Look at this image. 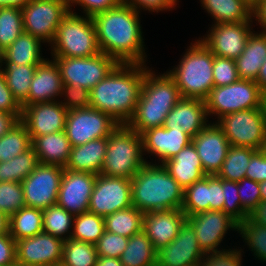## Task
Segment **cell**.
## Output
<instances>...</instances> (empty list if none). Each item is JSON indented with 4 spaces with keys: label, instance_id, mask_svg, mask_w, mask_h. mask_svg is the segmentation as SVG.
I'll return each mask as SVG.
<instances>
[{
    "label": "cell",
    "instance_id": "cell-1",
    "mask_svg": "<svg viewBox=\"0 0 266 266\" xmlns=\"http://www.w3.org/2000/svg\"><path fill=\"white\" fill-rule=\"evenodd\" d=\"M139 13L121 2L114 8L92 16L102 53L119 63L145 64Z\"/></svg>",
    "mask_w": 266,
    "mask_h": 266
},
{
    "label": "cell",
    "instance_id": "cell-2",
    "mask_svg": "<svg viewBox=\"0 0 266 266\" xmlns=\"http://www.w3.org/2000/svg\"><path fill=\"white\" fill-rule=\"evenodd\" d=\"M144 64L119 63L90 91V107L111 116L119 124L133 117L148 70Z\"/></svg>",
    "mask_w": 266,
    "mask_h": 266
},
{
    "label": "cell",
    "instance_id": "cell-3",
    "mask_svg": "<svg viewBox=\"0 0 266 266\" xmlns=\"http://www.w3.org/2000/svg\"><path fill=\"white\" fill-rule=\"evenodd\" d=\"M132 206L142 213L181 209L184 189L160 165L147 162L131 179Z\"/></svg>",
    "mask_w": 266,
    "mask_h": 266
},
{
    "label": "cell",
    "instance_id": "cell-4",
    "mask_svg": "<svg viewBox=\"0 0 266 266\" xmlns=\"http://www.w3.org/2000/svg\"><path fill=\"white\" fill-rule=\"evenodd\" d=\"M182 98L174 80L166 73H145L141 94L133 117L127 125L140 135L149 129L164 125L167 114Z\"/></svg>",
    "mask_w": 266,
    "mask_h": 266
},
{
    "label": "cell",
    "instance_id": "cell-5",
    "mask_svg": "<svg viewBox=\"0 0 266 266\" xmlns=\"http://www.w3.org/2000/svg\"><path fill=\"white\" fill-rule=\"evenodd\" d=\"M183 58L167 74L174 80L182 98L205 100L214 87V54L201 40L191 43Z\"/></svg>",
    "mask_w": 266,
    "mask_h": 266
},
{
    "label": "cell",
    "instance_id": "cell-6",
    "mask_svg": "<svg viewBox=\"0 0 266 266\" xmlns=\"http://www.w3.org/2000/svg\"><path fill=\"white\" fill-rule=\"evenodd\" d=\"M141 135L127 124H120L109 136L102 175L131 180L147 163Z\"/></svg>",
    "mask_w": 266,
    "mask_h": 266
},
{
    "label": "cell",
    "instance_id": "cell-7",
    "mask_svg": "<svg viewBox=\"0 0 266 266\" xmlns=\"http://www.w3.org/2000/svg\"><path fill=\"white\" fill-rule=\"evenodd\" d=\"M53 57H93L101 53L91 16L69 12L62 18L51 43Z\"/></svg>",
    "mask_w": 266,
    "mask_h": 266
},
{
    "label": "cell",
    "instance_id": "cell-8",
    "mask_svg": "<svg viewBox=\"0 0 266 266\" xmlns=\"http://www.w3.org/2000/svg\"><path fill=\"white\" fill-rule=\"evenodd\" d=\"M264 95L252 80L239 79L226 86L213 87L205 99L207 113L216 114L219 119L229 113L265 108Z\"/></svg>",
    "mask_w": 266,
    "mask_h": 266
},
{
    "label": "cell",
    "instance_id": "cell-9",
    "mask_svg": "<svg viewBox=\"0 0 266 266\" xmlns=\"http://www.w3.org/2000/svg\"><path fill=\"white\" fill-rule=\"evenodd\" d=\"M232 146L261 150L266 139V109L252 108L229 113L217 120Z\"/></svg>",
    "mask_w": 266,
    "mask_h": 266
},
{
    "label": "cell",
    "instance_id": "cell-10",
    "mask_svg": "<svg viewBox=\"0 0 266 266\" xmlns=\"http://www.w3.org/2000/svg\"><path fill=\"white\" fill-rule=\"evenodd\" d=\"M53 60L59 68L62 83L89 91L119 64L102 52L93 57H53Z\"/></svg>",
    "mask_w": 266,
    "mask_h": 266
},
{
    "label": "cell",
    "instance_id": "cell-11",
    "mask_svg": "<svg viewBox=\"0 0 266 266\" xmlns=\"http://www.w3.org/2000/svg\"><path fill=\"white\" fill-rule=\"evenodd\" d=\"M70 9L68 0H30L21 9L24 32L51 44Z\"/></svg>",
    "mask_w": 266,
    "mask_h": 266
},
{
    "label": "cell",
    "instance_id": "cell-12",
    "mask_svg": "<svg viewBox=\"0 0 266 266\" xmlns=\"http://www.w3.org/2000/svg\"><path fill=\"white\" fill-rule=\"evenodd\" d=\"M120 124L108 114L92 107L68 111L65 133L71 146L108 137Z\"/></svg>",
    "mask_w": 266,
    "mask_h": 266
},
{
    "label": "cell",
    "instance_id": "cell-13",
    "mask_svg": "<svg viewBox=\"0 0 266 266\" xmlns=\"http://www.w3.org/2000/svg\"><path fill=\"white\" fill-rule=\"evenodd\" d=\"M63 172L61 166L38 163L21 182L25 206L44 210L57 204Z\"/></svg>",
    "mask_w": 266,
    "mask_h": 266
},
{
    "label": "cell",
    "instance_id": "cell-14",
    "mask_svg": "<svg viewBox=\"0 0 266 266\" xmlns=\"http://www.w3.org/2000/svg\"><path fill=\"white\" fill-rule=\"evenodd\" d=\"M132 206L131 180L97 175L88 211L105 217Z\"/></svg>",
    "mask_w": 266,
    "mask_h": 266
},
{
    "label": "cell",
    "instance_id": "cell-15",
    "mask_svg": "<svg viewBox=\"0 0 266 266\" xmlns=\"http://www.w3.org/2000/svg\"><path fill=\"white\" fill-rule=\"evenodd\" d=\"M64 240L46 232L16 241L17 265L60 266Z\"/></svg>",
    "mask_w": 266,
    "mask_h": 266
},
{
    "label": "cell",
    "instance_id": "cell-16",
    "mask_svg": "<svg viewBox=\"0 0 266 266\" xmlns=\"http://www.w3.org/2000/svg\"><path fill=\"white\" fill-rule=\"evenodd\" d=\"M252 21L213 24L203 44L215 55L236 60L243 52L251 35Z\"/></svg>",
    "mask_w": 266,
    "mask_h": 266
},
{
    "label": "cell",
    "instance_id": "cell-17",
    "mask_svg": "<svg viewBox=\"0 0 266 266\" xmlns=\"http://www.w3.org/2000/svg\"><path fill=\"white\" fill-rule=\"evenodd\" d=\"M194 229L201 250L206 253L218 252V245L227 230L238 229V223L228 214L218 210H208L186 218Z\"/></svg>",
    "mask_w": 266,
    "mask_h": 266
},
{
    "label": "cell",
    "instance_id": "cell-18",
    "mask_svg": "<svg viewBox=\"0 0 266 266\" xmlns=\"http://www.w3.org/2000/svg\"><path fill=\"white\" fill-rule=\"evenodd\" d=\"M68 111L59 101L35 103L22 107L20 121L32 140L37 136L64 131Z\"/></svg>",
    "mask_w": 266,
    "mask_h": 266
},
{
    "label": "cell",
    "instance_id": "cell-19",
    "mask_svg": "<svg viewBox=\"0 0 266 266\" xmlns=\"http://www.w3.org/2000/svg\"><path fill=\"white\" fill-rule=\"evenodd\" d=\"M204 256L194 229L185 221L177 237L157 251L156 266H198Z\"/></svg>",
    "mask_w": 266,
    "mask_h": 266
},
{
    "label": "cell",
    "instance_id": "cell-20",
    "mask_svg": "<svg viewBox=\"0 0 266 266\" xmlns=\"http://www.w3.org/2000/svg\"><path fill=\"white\" fill-rule=\"evenodd\" d=\"M97 175L64 169L57 204L76 216L88 211Z\"/></svg>",
    "mask_w": 266,
    "mask_h": 266
},
{
    "label": "cell",
    "instance_id": "cell-21",
    "mask_svg": "<svg viewBox=\"0 0 266 266\" xmlns=\"http://www.w3.org/2000/svg\"><path fill=\"white\" fill-rule=\"evenodd\" d=\"M200 157L203 170L207 175H216L230 148L223 130L217 123L209 124L192 138Z\"/></svg>",
    "mask_w": 266,
    "mask_h": 266
},
{
    "label": "cell",
    "instance_id": "cell-22",
    "mask_svg": "<svg viewBox=\"0 0 266 266\" xmlns=\"http://www.w3.org/2000/svg\"><path fill=\"white\" fill-rule=\"evenodd\" d=\"M186 218L181 209L146 212L143 215V231L158 251L177 237Z\"/></svg>",
    "mask_w": 266,
    "mask_h": 266
},
{
    "label": "cell",
    "instance_id": "cell-23",
    "mask_svg": "<svg viewBox=\"0 0 266 266\" xmlns=\"http://www.w3.org/2000/svg\"><path fill=\"white\" fill-rule=\"evenodd\" d=\"M143 152L159 157L163 164L177 155L184 147H187L192 138L182 129L155 127L141 134Z\"/></svg>",
    "mask_w": 266,
    "mask_h": 266
},
{
    "label": "cell",
    "instance_id": "cell-24",
    "mask_svg": "<svg viewBox=\"0 0 266 266\" xmlns=\"http://www.w3.org/2000/svg\"><path fill=\"white\" fill-rule=\"evenodd\" d=\"M208 113L205 100L196 98H181L167 114L165 128L182 129L191 138L208 124Z\"/></svg>",
    "mask_w": 266,
    "mask_h": 266
},
{
    "label": "cell",
    "instance_id": "cell-25",
    "mask_svg": "<svg viewBox=\"0 0 266 266\" xmlns=\"http://www.w3.org/2000/svg\"><path fill=\"white\" fill-rule=\"evenodd\" d=\"M62 78L56 62L45 60L37 65L28 94V105L56 101L62 94Z\"/></svg>",
    "mask_w": 266,
    "mask_h": 266
},
{
    "label": "cell",
    "instance_id": "cell-26",
    "mask_svg": "<svg viewBox=\"0 0 266 266\" xmlns=\"http://www.w3.org/2000/svg\"><path fill=\"white\" fill-rule=\"evenodd\" d=\"M163 166L184 190L207 175L192 142Z\"/></svg>",
    "mask_w": 266,
    "mask_h": 266
},
{
    "label": "cell",
    "instance_id": "cell-27",
    "mask_svg": "<svg viewBox=\"0 0 266 266\" xmlns=\"http://www.w3.org/2000/svg\"><path fill=\"white\" fill-rule=\"evenodd\" d=\"M108 137L72 147L64 169L99 175L106 155Z\"/></svg>",
    "mask_w": 266,
    "mask_h": 266
},
{
    "label": "cell",
    "instance_id": "cell-28",
    "mask_svg": "<svg viewBox=\"0 0 266 266\" xmlns=\"http://www.w3.org/2000/svg\"><path fill=\"white\" fill-rule=\"evenodd\" d=\"M37 160L42 164L65 167L68 162L71 143L65 131L37 136L32 139V144Z\"/></svg>",
    "mask_w": 266,
    "mask_h": 266
},
{
    "label": "cell",
    "instance_id": "cell-29",
    "mask_svg": "<svg viewBox=\"0 0 266 266\" xmlns=\"http://www.w3.org/2000/svg\"><path fill=\"white\" fill-rule=\"evenodd\" d=\"M266 57V33H251L242 54L235 60L240 79L255 81Z\"/></svg>",
    "mask_w": 266,
    "mask_h": 266
},
{
    "label": "cell",
    "instance_id": "cell-30",
    "mask_svg": "<svg viewBox=\"0 0 266 266\" xmlns=\"http://www.w3.org/2000/svg\"><path fill=\"white\" fill-rule=\"evenodd\" d=\"M42 40L23 32L14 42L4 49L3 61L5 64L39 65L46 59L41 58Z\"/></svg>",
    "mask_w": 266,
    "mask_h": 266
},
{
    "label": "cell",
    "instance_id": "cell-31",
    "mask_svg": "<svg viewBox=\"0 0 266 266\" xmlns=\"http://www.w3.org/2000/svg\"><path fill=\"white\" fill-rule=\"evenodd\" d=\"M203 8L218 23L252 21L253 6L246 0H201Z\"/></svg>",
    "mask_w": 266,
    "mask_h": 266
},
{
    "label": "cell",
    "instance_id": "cell-32",
    "mask_svg": "<svg viewBox=\"0 0 266 266\" xmlns=\"http://www.w3.org/2000/svg\"><path fill=\"white\" fill-rule=\"evenodd\" d=\"M120 260L124 266H156L157 250L142 230L129 238Z\"/></svg>",
    "mask_w": 266,
    "mask_h": 266
},
{
    "label": "cell",
    "instance_id": "cell-33",
    "mask_svg": "<svg viewBox=\"0 0 266 266\" xmlns=\"http://www.w3.org/2000/svg\"><path fill=\"white\" fill-rule=\"evenodd\" d=\"M43 232V210L23 207L9 217V234L15 241Z\"/></svg>",
    "mask_w": 266,
    "mask_h": 266
},
{
    "label": "cell",
    "instance_id": "cell-34",
    "mask_svg": "<svg viewBox=\"0 0 266 266\" xmlns=\"http://www.w3.org/2000/svg\"><path fill=\"white\" fill-rule=\"evenodd\" d=\"M1 68L8 88L22 106H28V94L37 65L6 64Z\"/></svg>",
    "mask_w": 266,
    "mask_h": 266
},
{
    "label": "cell",
    "instance_id": "cell-35",
    "mask_svg": "<svg viewBox=\"0 0 266 266\" xmlns=\"http://www.w3.org/2000/svg\"><path fill=\"white\" fill-rule=\"evenodd\" d=\"M143 215L133 206L118 210L104 217L105 230L130 238L143 230Z\"/></svg>",
    "mask_w": 266,
    "mask_h": 266
},
{
    "label": "cell",
    "instance_id": "cell-36",
    "mask_svg": "<svg viewBox=\"0 0 266 266\" xmlns=\"http://www.w3.org/2000/svg\"><path fill=\"white\" fill-rule=\"evenodd\" d=\"M258 150L250 147L230 146L227 156L216 176L220 179L239 182L245 178L251 157Z\"/></svg>",
    "mask_w": 266,
    "mask_h": 266
},
{
    "label": "cell",
    "instance_id": "cell-37",
    "mask_svg": "<svg viewBox=\"0 0 266 266\" xmlns=\"http://www.w3.org/2000/svg\"><path fill=\"white\" fill-rule=\"evenodd\" d=\"M36 153L31 146L10 161L0 162V182H22L38 165Z\"/></svg>",
    "mask_w": 266,
    "mask_h": 266
},
{
    "label": "cell",
    "instance_id": "cell-38",
    "mask_svg": "<svg viewBox=\"0 0 266 266\" xmlns=\"http://www.w3.org/2000/svg\"><path fill=\"white\" fill-rule=\"evenodd\" d=\"M32 140L25 125L19 121L0 137V162L10 161L31 147Z\"/></svg>",
    "mask_w": 266,
    "mask_h": 266
},
{
    "label": "cell",
    "instance_id": "cell-39",
    "mask_svg": "<svg viewBox=\"0 0 266 266\" xmlns=\"http://www.w3.org/2000/svg\"><path fill=\"white\" fill-rule=\"evenodd\" d=\"M72 239L95 244L105 232L104 217L90 211L74 217Z\"/></svg>",
    "mask_w": 266,
    "mask_h": 266
},
{
    "label": "cell",
    "instance_id": "cell-40",
    "mask_svg": "<svg viewBox=\"0 0 266 266\" xmlns=\"http://www.w3.org/2000/svg\"><path fill=\"white\" fill-rule=\"evenodd\" d=\"M74 217L58 204L49 206L43 210V231L66 241L71 237Z\"/></svg>",
    "mask_w": 266,
    "mask_h": 266
},
{
    "label": "cell",
    "instance_id": "cell-41",
    "mask_svg": "<svg viewBox=\"0 0 266 266\" xmlns=\"http://www.w3.org/2000/svg\"><path fill=\"white\" fill-rule=\"evenodd\" d=\"M97 258L95 244L69 238L64 242L60 266H96Z\"/></svg>",
    "mask_w": 266,
    "mask_h": 266
},
{
    "label": "cell",
    "instance_id": "cell-42",
    "mask_svg": "<svg viewBox=\"0 0 266 266\" xmlns=\"http://www.w3.org/2000/svg\"><path fill=\"white\" fill-rule=\"evenodd\" d=\"M181 210L186 217L210 210L209 175L204 176L184 190V201Z\"/></svg>",
    "mask_w": 266,
    "mask_h": 266
},
{
    "label": "cell",
    "instance_id": "cell-43",
    "mask_svg": "<svg viewBox=\"0 0 266 266\" xmlns=\"http://www.w3.org/2000/svg\"><path fill=\"white\" fill-rule=\"evenodd\" d=\"M24 32L22 11L15 7L0 8V45L10 46Z\"/></svg>",
    "mask_w": 266,
    "mask_h": 266
},
{
    "label": "cell",
    "instance_id": "cell-44",
    "mask_svg": "<svg viewBox=\"0 0 266 266\" xmlns=\"http://www.w3.org/2000/svg\"><path fill=\"white\" fill-rule=\"evenodd\" d=\"M237 231L242 235L258 260L266 261V226L254 223L249 217L238 223Z\"/></svg>",
    "mask_w": 266,
    "mask_h": 266
},
{
    "label": "cell",
    "instance_id": "cell-45",
    "mask_svg": "<svg viewBox=\"0 0 266 266\" xmlns=\"http://www.w3.org/2000/svg\"><path fill=\"white\" fill-rule=\"evenodd\" d=\"M25 207L21 182H0V211L8 217Z\"/></svg>",
    "mask_w": 266,
    "mask_h": 266
},
{
    "label": "cell",
    "instance_id": "cell-46",
    "mask_svg": "<svg viewBox=\"0 0 266 266\" xmlns=\"http://www.w3.org/2000/svg\"><path fill=\"white\" fill-rule=\"evenodd\" d=\"M224 191L223 212L228 214L237 223L246 219L249 214L242 208L238 193V182L222 179Z\"/></svg>",
    "mask_w": 266,
    "mask_h": 266
},
{
    "label": "cell",
    "instance_id": "cell-47",
    "mask_svg": "<svg viewBox=\"0 0 266 266\" xmlns=\"http://www.w3.org/2000/svg\"><path fill=\"white\" fill-rule=\"evenodd\" d=\"M129 238L108 232L105 230L103 235L95 243L98 257H113L120 259L127 247Z\"/></svg>",
    "mask_w": 266,
    "mask_h": 266
},
{
    "label": "cell",
    "instance_id": "cell-48",
    "mask_svg": "<svg viewBox=\"0 0 266 266\" xmlns=\"http://www.w3.org/2000/svg\"><path fill=\"white\" fill-rule=\"evenodd\" d=\"M239 79L235 60L214 55V87L226 86L238 81Z\"/></svg>",
    "mask_w": 266,
    "mask_h": 266
},
{
    "label": "cell",
    "instance_id": "cell-49",
    "mask_svg": "<svg viewBox=\"0 0 266 266\" xmlns=\"http://www.w3.org/2000/svg\"><path fill=\"white\" fill-rule=\"evenodd\" d=\"M238 193L241 206L248 214L261 202L259 183L251 179L238 182Z\"/></svg>",
    "mask_w": 266,
    "mask_h": 266
},
{
    "label": "cell",
    "instance_id": "cell-50",
    "mask_svg": "<svg viewBox=\"0 0 266 266\" xmlns=\"http://www.w3.org/2000/svg\"><path fill=\"white\" fill-rule=\"evenodd\" d=\"M241 249L219 250L218 252L206 253L198 266H241ZM206 258V259H205Z\"/></svg>",
    "mask_w": 266,
    "mask_h": 266
},
{
    "label": "cell",
    "instance_id": "cell-51",
    "mask_svg": "<svg viewBox=\"0 0 266 266\" xmlns=\"http://www.w3.org/2000/svg\"><path fill=\"white\" fill-rule=\"evenodd\" d=\"M65 94V95H64ZM67 99L62 103L67 110L90 107V91L80 86L62 84V94Z\"/></svg>",
    "mask_w": 266,
    "mask_h": 266
},
{
    "label": "cell",
    "instance_id": "cell-52",
    "mask_svg": "<svg viewBox=\"0 0 266 266\" xmlns=\"http://www.w3.org/2000/svg\"><path fill=\"white\" fill-rule=\"evenodd\" d=\"M0 111L14 114L21 119L22 106L14 98L11 90L8 88L5 76L0 67Z\"/></svg>",
    "mask_w": 266,
    "mask_h": 266
},
{
    "label": "cell",
    "instance_id": "cell-53",
    "mask_svg": "<svg viewBox=\"0 0 266 266\" xmlns=\"http://www.w3.org/2000/svg\"><path fill=\"white\" fill-rule=\"evenodd\" d=\"M69 7L78 4L84 9L85 16H93L99 12L118 6L122 0H68Z\"/></svg>",
    "mask_w": 266,
    "mask_h": 266
},
{
    "label": "cell",
    "instance_id": "cell-54",
    "mask_svg": "<svg viewBox=\"0 0 266 266\" xmlns=\"http://www.w3.org/2000/svg\"><path fill=\"white\" fill-rule=\"evenodd\" d=\"M245 178L258 183L266 181V155L261 150L251 157Z\"/></svg>",
    "mask_w": 266,
    "mask_h": 266
},
{
    "label": "cell",
    "instance_id": "cell-55",
    "mask_svg": "<svg viewBox=\"0 0 266 266\" xmlns=\"http://www.w3.org/2000/svg\"><path fill=\"white\" fill-rule=\"evenodd\" d=\"M0 266H17L16 241L9 233L0 235Z\"/></svg>",
    "mask_w": 266,
    "mask_h": 266
},
{
    "label": "cell",
    "instance_id": "cell-56",
    "mask_svg": "<svg viewBox=\"0 0 266 266\" xmlns=\"http://www.w3.org/2000/svg\"><path fill=\"white\" fill-rule=\"evenodd\" d=\"M176 2L177 0H122V3L130 5L138 12H140L142 8L152 12L173 9Z\"/></svg>",
    "mask_w": 266,
    "mask_h": 266
},
{
    "label": "cell",
    "instance_id": "cell-57",
    "mask_svg": "<svg viewBox=\"0 0 266 266\" xmlns=\"http://www.w3.org/2000/svg\"><path fill=\"white\" fill-rule=\"evenodd\" d=\"M209 204L210 210H223L224 191L222 189V179L216 175H209Z\"/></svg>",
    "mask_w": 266,
    "mask_h": 266
},
{
    "label": "cell",
    "instance_id": "cell-58",
    "mask_svg": "<svg viewBox=\"0 0 266 266\" xmlns=\"http://www.w3.org/2000/svg\"><path fill=\"white\" fill-rule=\"evenodd\" d=\"M19 121L14 114L0 111V137L4 136Z\"/></svg>",
    "mask_w": 266,
    "mask_h": 266
},
{
    "label": "cell",
    "instance_id": "cell-59",
    "mask_svg": "<svg viewBox=\"0 0 266 266\" xmlns=\"http://www.w3.org/2000/svg\"><path fill=\"white\" fill-rule=\"evenodd\" d=\"M253 17H256L255 19L264 29L262 33H266V0H259L253 6Z\"/></svg>",
    "mask_w": 266,
    "mask_h": 266
},
{
    "label": "cell",
    "instance_id": "cell-60",
    "mask_svg": "<svg viewBox=\"0 0 266 266\" xmlns=\"http://www.w3.org/2000/svg\"><path fill=\"white\" fill-rule=\"evenodd\" d=\"M254 223L266 226V202H260L248 216Z\"/></svg>",
    "mask_w": 266,
    "mask_h": 266
},
{
    "label": "cell",
    "instance_id": "cell-61",
    "mask_svg": "<svg viewBox=\"0 0 266 266\" xmlns=\"http://www.w3.org/2000/svg\"><path fill=\"white\" fill-rule=\"evenodd\" d=\"M260 90L266 94V57L263 64L261 65L259 75L255 80Z\"/></svg>",
    "mask_w": 266,
    "mask_h": 266
},
{
    "label": "cell",
    "instance_id": "cell-62",
    "mask_svg": "<svg viewBox=\"0 0 266 266\" xmlns=\"http://www.w3.org/2000/svg\"><path fill=\"white\" fill-rule=\"evenodd\" d=\"M96 266H124L121 260L113 257H98Z\"/></svg>",
    "mask_w": 266,
    "mask_h": 266
},
{
    "label": "cell",
    "instance_id": "cell-63",
    "mask_svg": "<svg viewBox=\"0 0 266 266\" xmlns=\"http://www.w3.org/2000/svg\"><path fill=\"white\" fill-rule=\"evenodd\" d=\"M30 0H0V8L15 7L22 9Z\"/></svg>",
    "mask_w": 266,
    "mask_h": 266
},
{
    "label": "cell",
    "instance_id": "cell-64",
    "mask_svg": "<svg viewBox=\"0 0 266 266\" xmlns=\"http://www.w3.org/2000/svg\"><path fill=\"white\" fill-rule=\"evenodd\" d=\"M9 233V217L0 211V235Z\"/></svg>",
    "mask_w": 266,
    "mask_h": 266
},
{
    "label": "cell",
    "instance_id": "cell-65",
    "mask_svg": "<svg viewBox=\"0 0 266 266\" xmlns=\"http://www.w3.org/2000/svg\"><path fill=\"white\" fill-rule=\"evenodd\" d=\"M261 202H266V181L259 183Z\"/></svg>",
    "mask_w": 266,
    "mask_h": 266
},
{
    "label": "cell",
    "instance_id": "cell-66",
    "mask_svg": "<svg viewBox=\"0 0 266 266\" xmlns=\"http://www.w3.org/2000/svg\"><path fill=\"white\" fill-rule=\"evenodd\" d=\"M3 52H4V49L1 47L0 45V67H2V61H3Z\"/></svg>",
    "mask_w": 266,
    "mask_h": 266
},
{
    "label": "cell",
    "instance_id": "cell-67",
    "mask_svg": "<svg viewBox=\"0 0 266 266\" xmlns=\"http://www.w3.org/2000/svg\"><path fill=\"white\" fill-rule=\"evenodd\" d=\"M261 151L266 155V139L263 143V147H262Z\"/></svg>",
    "mask_w": 266,
    "mask_h": 266
},
{
    "label": "cell",
    "instance_id": "cell-68",
    "mask_svg": "<svg viewBox=\"0 0 266 266\" xmlns=\"http://www.w3.org/2000/svg\"><path fill=\"white\" fill-rule=\"evenodd\" d=\"M249 4H251L252 6H254L258 0H246Z\"/></svg>",
    "mask_w": 266,
    "mask_h": 266
},
{
    "label": "cell",
    "instance_id": "cell-69",
    "mask_svg": "<svg viewBox=\"0 0 266 266\" xmlns=\"http://www.w3.org/2000/svg\"><path fill=\"white\" fill-rule=\"evenodd\" d=\"M264 106H265V109H266V94L264 95Z\"/></svg>",
    "mask_w": 266,
    "mask_h": 266
}]
</instances>
